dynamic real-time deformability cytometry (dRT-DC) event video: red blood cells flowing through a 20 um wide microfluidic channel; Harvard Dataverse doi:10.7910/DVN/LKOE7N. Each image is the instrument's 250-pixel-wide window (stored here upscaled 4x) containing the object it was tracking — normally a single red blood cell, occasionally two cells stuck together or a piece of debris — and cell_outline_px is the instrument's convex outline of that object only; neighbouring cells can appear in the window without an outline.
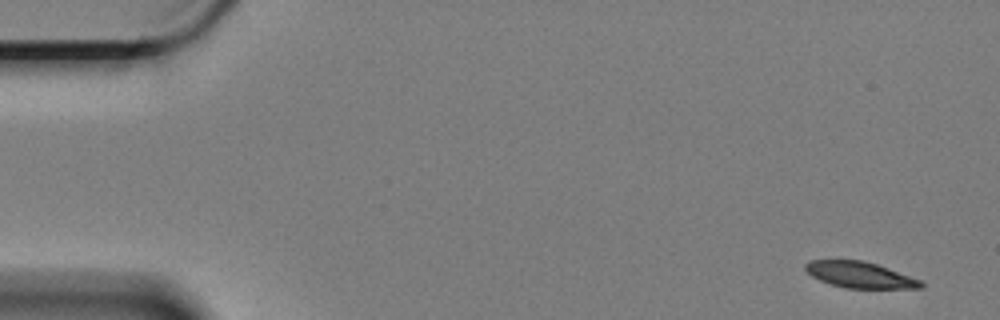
{"species": "Egyptian fruit bat (a non-hibernating species)", "species_latin": "Rousettus aegyptiacus", "temperature_condition": "cold", "stored_images_in_passage": 4, "camera_frame_rate_fps": 3000, "um_per_image_px": 0.085, "animal": {"sex": "female"}, "frame": {"image": 1, "passage_image": 1, "time_ms": 0.0, "image_size_px": [1000, 320], "cell_outline_px": [[924, 288], [844, 288], [820, 280], [812, 276], [804, 268], [804, 264], [808, 260], [864, 260], [924, 280]], "centroid_in_image_um": [73.13, 23.36], "position_along_channel_um": 11.9, "area_um2": 17.69}}
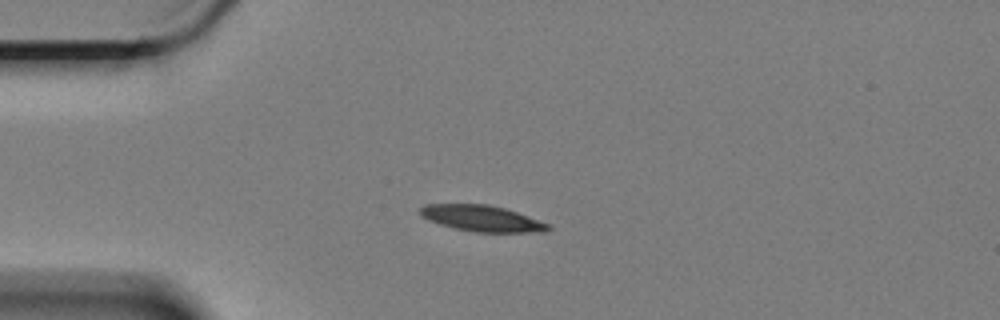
{"frame": {"image": 2, "passage_image": 4, "time_ms": 1.0, "image_size_px": [1000, 320], "cell_outline_px": [[552, 228], [548, 232], [476, 232], [456, 228], [440, 224], [428, 220], [420, 216], [420, 208], [424, 204], [488, 204], [504, 208], [552, 224]], "centroid_in_image_um": [41.0, 18.56], "position_along_channel_um": 44.0, "area_um2": 19.54}}